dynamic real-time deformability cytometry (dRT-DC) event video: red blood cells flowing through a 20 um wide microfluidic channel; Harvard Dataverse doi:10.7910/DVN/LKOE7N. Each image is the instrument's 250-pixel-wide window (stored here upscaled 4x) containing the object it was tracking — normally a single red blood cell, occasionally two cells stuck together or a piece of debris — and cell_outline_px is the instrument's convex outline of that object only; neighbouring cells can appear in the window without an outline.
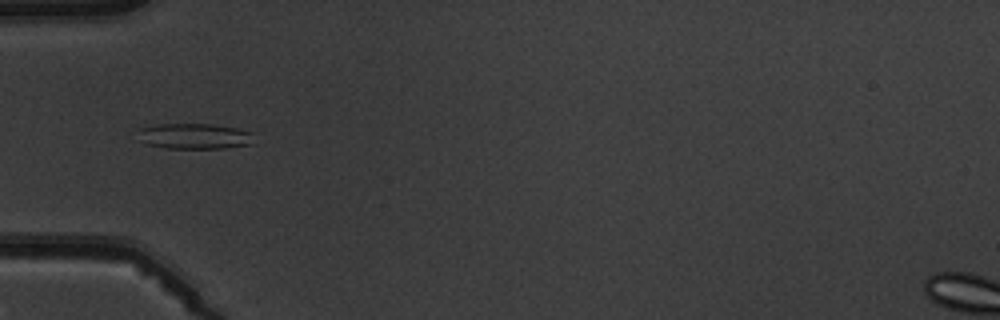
{"species": "common noctule bat (a hibernating species)", "species_latin": "Nyctalus noctula", "temperature_condition": "warm", "stored_images_in_passage": 6, "camera_frame_rate_fps": 3000, "um_per_image_px": 0.085, "animal": {"sex": "male", "body_mass_g": 19.5, "forearm_length_mm": 54.6}, "frame": {"image": 1, "passage_image": 4, "time_ms": 3.667, "image_size_px": [1000, 320], "cell_outline_px": [[252, 144], [224, 148], [164, 148], [148, 144], [140, 128], [160, 124], [212, 124], [236, 128], [252, 132]], "centroid_in_image_um": [16.64, 11.57], "position_along_channel_um": 68.4, "area_um2": 16.76}}
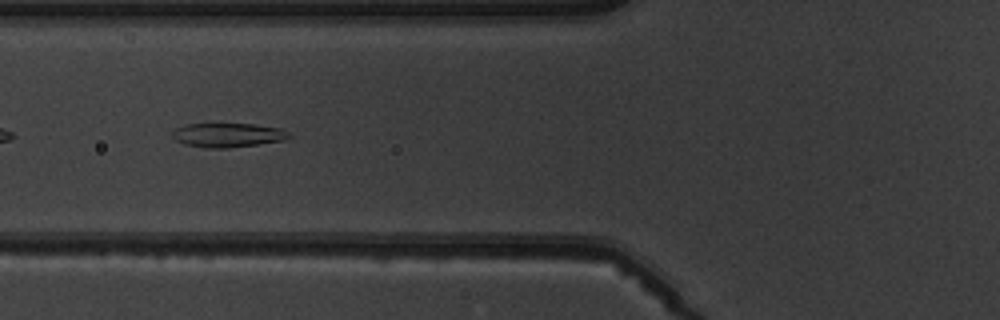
{"frame": {"image": 2, "passage_image": 5, "time_ms": 4.667, "image_size_px": [1000, 320], "cell_outline_px": [[292, 136], [284, 140], [228, 148], [208, 148], [184, 144], [176, 140], [172, 136], [172, 132], [176, 128], [184, 124], [252, 124], [280, 128], [288, 132]], "centroid_in_image_um": [19.34, 11.48], "position_along_channel_um": 106.5, "area_um2": 16.3}}
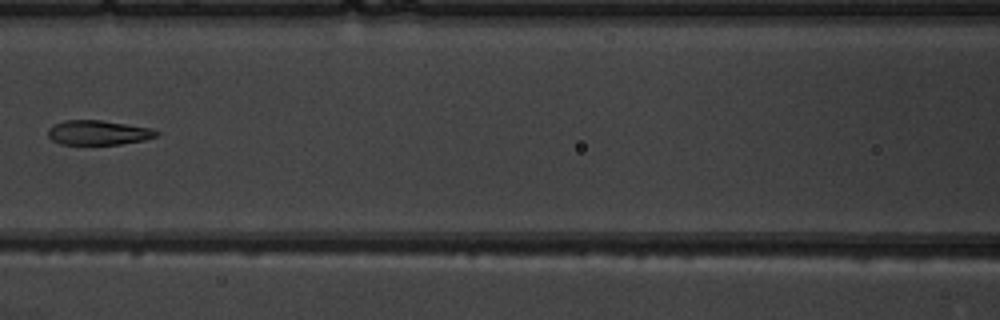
{"frame": {"image": 3, "passage_image": 6, "time_ms": 6.0, "image_size_px": [1000, 320], "cell_outline_px": [[160, 132], [156, 136], [144, 140], [120, 144], [60, 144], [52, 140], [48, 136], [48, 128], [52, 124], [64, 120], [100, 120], [152, 128]], "centroid_in_image_um": [8.32, 11.27], "position_along_channel_um": 158.3, "area_um2": 15.55}}